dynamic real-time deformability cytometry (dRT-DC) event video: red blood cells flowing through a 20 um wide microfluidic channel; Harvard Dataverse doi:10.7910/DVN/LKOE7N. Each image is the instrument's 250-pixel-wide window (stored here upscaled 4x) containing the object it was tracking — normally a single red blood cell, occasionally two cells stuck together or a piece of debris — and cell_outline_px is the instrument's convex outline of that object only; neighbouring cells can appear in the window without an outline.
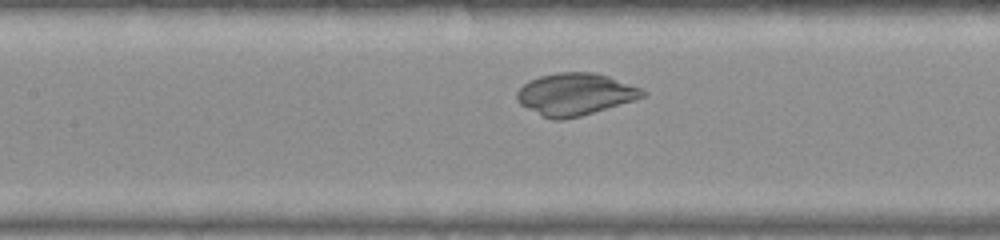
{"species": "common noctule bat (a hibernating species)", "species_latin": "Nyctalus noctula", "temperature_condition": "warm", "stored_images_in_passage": 34, "camera_frame_rate_fps": 3000, "um_per_image_px": 0.085, "animal": {"sex": "female", "body_mass_g": 22.0, "forearm_length_mm": 56.7}, "frame": {"image": 1, "passage_image": 14, "time_ms": 4.333, "image_size_px": [1000, 240], "cell_outline_px": [[648, 92], [644, 96], [632, 100], [580, 116], [564, 120], [552, 120], [520, 104], [516, 100], [516, 92], [528, 80], [540, 76], [556, 72], [592, 72], [608, 76], [640, 88]], "centroid_in_image_um": [48.84, 8.0], "position_along_channel_um": 158.6, "area_um2": 30.46}}
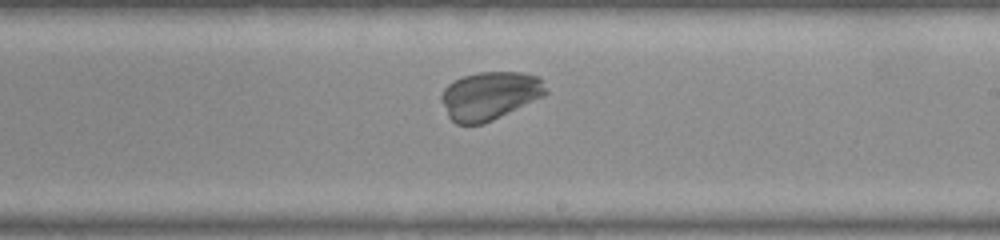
{"frame": {"image": 2, "passage_image": 21, "time_ms": 6.667, "image_size_px": [1000, 240], "cell_outline_px": [[548, 92], [544, 96], [484, 124], [456, 124], [448, 116], [440, 100], [440, 96], [444, 88], [452, 80], [476, 72], [524, 72], [540, 76]], "centroid_in_image_um": [41.62, 8.12], "position_along_channel_um": 247.4, "area_um2": 29.59}}
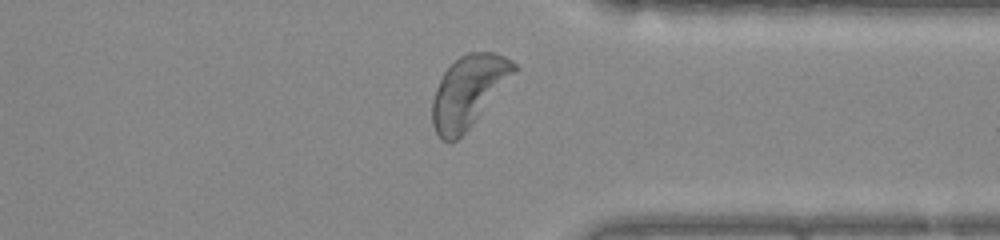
{"frame": {"image": 3, "passage_image": 31, "time_ms": 10.0, "image_size_px": [1000, 240], "cell_outline_px": [[516, 68], [468, 128], [456, 140], [444, 140], [436, 132], [432, 124], [432, 100], [436, 88], [444, 72], [460, 56], [468, 52], [492, 52], [504, 56], [512, 60], [516, 64]], "centroid_in_image_um": [39.75, 7.74], "position_along_channel_um": 371.7, "area_um2": 32.6}}